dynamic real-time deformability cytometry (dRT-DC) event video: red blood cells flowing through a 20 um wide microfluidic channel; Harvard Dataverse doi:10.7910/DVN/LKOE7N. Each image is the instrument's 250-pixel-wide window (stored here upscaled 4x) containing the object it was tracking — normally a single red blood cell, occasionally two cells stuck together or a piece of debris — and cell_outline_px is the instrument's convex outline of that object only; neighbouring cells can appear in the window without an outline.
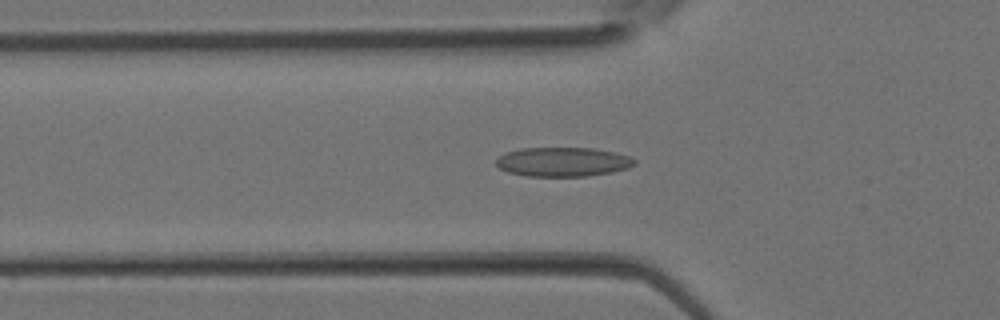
{"species": "Egyptian fruit bat (a non-hibernating species)", "species_latin": "Rousettus aegyptiacus", "temperature_condition": "room temperature", "stored_images_in_passage": 37, "camera_frame_rate_fps": 3000, "um_per_image_px": 0.085, "animal": {"sex": "female"}, "frame": {"image": 1, "passage_image": 12, "time_ms": 3.667, "image_size_px": [1000, 320], "cell_outline_px": [[636, 164], [628, 168], [612, 172], [588, 176], [524, 176], [508, 172], [500, 168], [496, 164], [496, 160], [500, 156], [508, 152], [520, 148], [592, 148], [616, 152], [628, 156], [636, 160]], "centroid_in_image_um": [47.87, 13.76], "position_along_channel_um": 77.9, "area_um2": 23.58}}
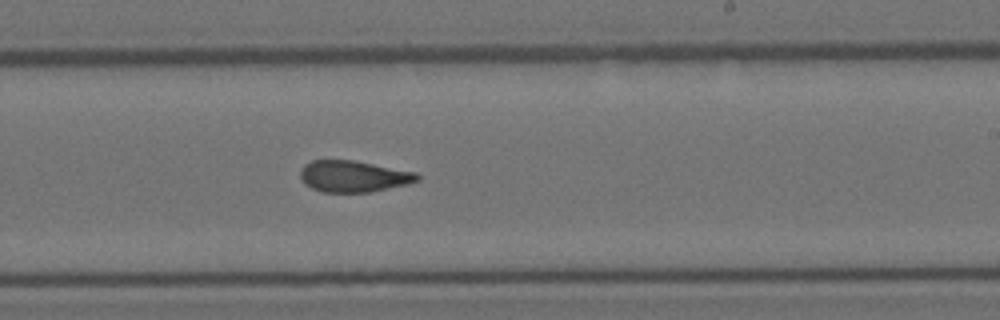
{"frame": {"image": 2, "passage_image": 22, "time_ms": 7.0, "image_size_px": [1000, 320], "cell_outline_px": [[420, 180], [408, 184], [372, 192], [320, 192], [304, 184], [300, 176], [300, 168], [304, 164], [312, 160], [352, 160], [416, 172], [420, 176]], "centroid_in_image_um": [30.03, 14.99], "position_along_channel_um": 259.0, "area_um2": 21.56}}
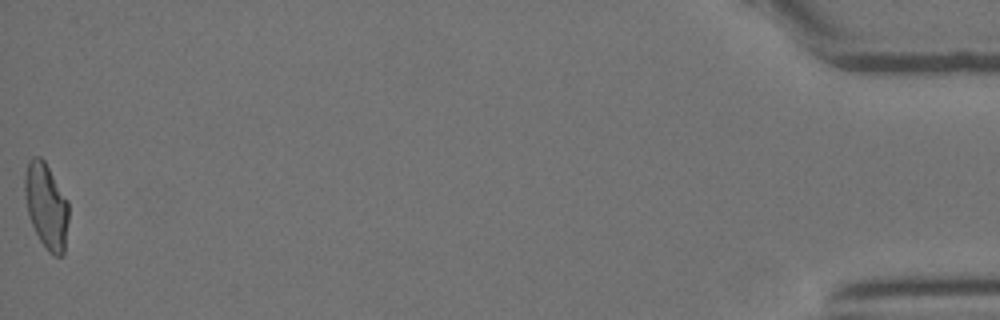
{"frame": {"image": 3, "passage_image": 37, "time_ms": 12.0, "image_size_px": [1000, 320], "cell_outline_px": [[68, 220], [64, 256], [52, 256], [48, 252], [40, 240], [32, 224], [28, 212], [24, 192], [24, 176], [28, 160], [32, 156], [40, 156], [44, 160], [68, 200]], "centroid_in_image_um": [3.94, 17.5], "position_along_channel_um": 431.3, "area_um2": 21.96}}